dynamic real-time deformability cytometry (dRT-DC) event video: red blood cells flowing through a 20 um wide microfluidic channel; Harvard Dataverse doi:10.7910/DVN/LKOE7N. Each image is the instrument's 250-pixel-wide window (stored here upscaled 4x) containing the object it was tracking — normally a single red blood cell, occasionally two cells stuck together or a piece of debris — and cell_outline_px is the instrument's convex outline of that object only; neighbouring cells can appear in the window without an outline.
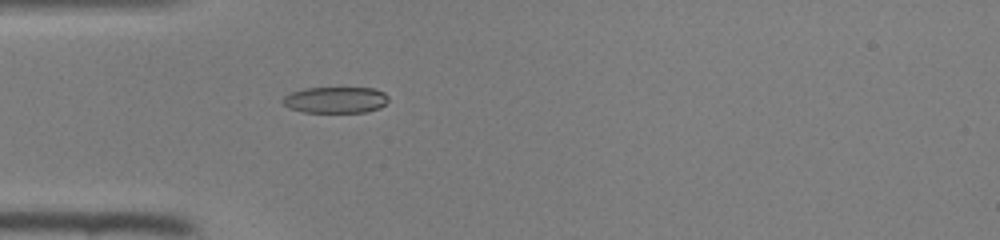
{"species": "common noctule bat (a hibernating species)", "species_latin": "Nyctalus noctula", "temperature_condition": "room temperature", "stored_images_in_passage": 34, "camera_frame_rate_fps": 3000, "um_per_image_px": 0.085, "animal": {"sex": "female", "body_mass_g": 22.0, "forearm_length_mm": 56.7}, "frame": {"image": 1, "passage_image": 1, "time_ms": 0.0, "image_size_px": [1000, 240], "cell_outline_px": [[388, 100], [380, 108], [364, 112], [304, 112], [288, 108], [280, 100], [284, 96], [292, 92], [304, 88], [372, 88], [384, 92], [388, 96]], "centroid_in_image_um": [28.5, 8.49], "position_along_channel_um": 56.5, "area_um2": 16.18}}
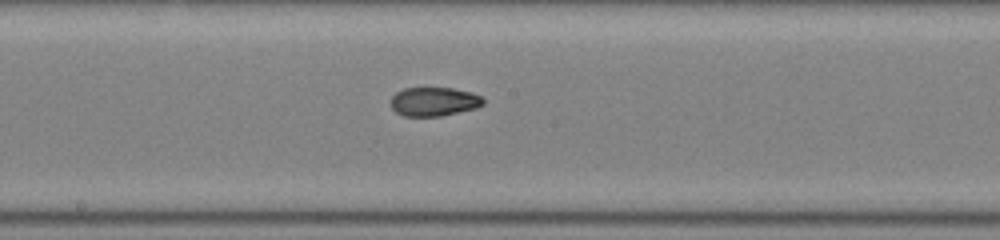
{"frame": {"image": 2, "passage_image": 12, "time_ms": 3.667, "image_size_px": [1000, 240], "cell_outline_px": [[484, 104], [476, 108], [440, 116], [404, 116], [396, 112], [392, 108], [392, 96], [396, 92], [404, 88], [452, 88], [472, 92], [480, 96], [484, 100]], "centroid_in_image_um": [36.9, 8.63], "position_along_channel_um": 211.3, "area_um2": 15.49}}
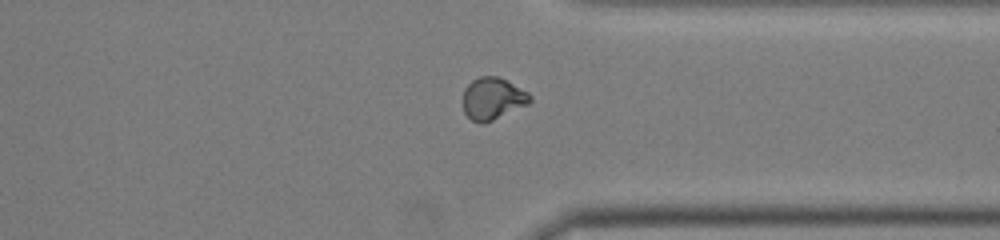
{"frame": {"image": 3, "passage_image": 23, "time_ms": 7.333, "image_size_px": [1000, 240], "cell_outline_px": [[532, 100], [528, 104], [484, 124], [480, 124], [472, 120], [464, 112], [464, 88], [472, 80], [480, 76], [496, 76], [528, 92], [532, 96]], "centroid_in_image_um": [41.87, 8.39], "position_along_channel_um": 369.5, "area_um2": 16.24}}